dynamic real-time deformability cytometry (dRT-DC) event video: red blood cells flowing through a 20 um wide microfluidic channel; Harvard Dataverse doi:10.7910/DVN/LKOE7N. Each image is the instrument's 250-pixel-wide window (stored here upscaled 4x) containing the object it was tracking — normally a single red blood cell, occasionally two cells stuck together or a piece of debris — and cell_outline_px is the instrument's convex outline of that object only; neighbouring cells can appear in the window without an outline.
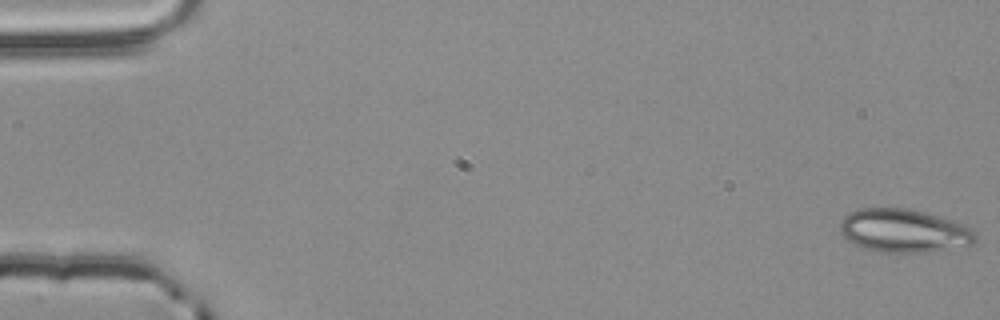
{"species": "common noctule bat (a hibernating species)", "species_latin": "Nyctalus noctula", "temperature_condition": "room temperature", "stored_images_in_passage": 3, "camera_frame_rate_fps": 3000, "um_per_image_px": 0.085, "animal": {"sex": "male", "body_mass_g": 20.4}, "frame": {"image": 1, "passage_image": 1, "time_ms": 0.0, "image_size_px": [1000, 320], "cell_outline_px": [[976, 240], [972, 244], [928, 252], [884, 252], [864, 248], [848, 240], [840, 232], [840, 220], [848, 212], [860, 208], [908, 208], [924, 212], [960, 224], [968, 228], [976, 236]], "centroid_in_image_um": [76.75, 19.61], "position_along_channel_um": 8.3, "area_um2": 33.64}}